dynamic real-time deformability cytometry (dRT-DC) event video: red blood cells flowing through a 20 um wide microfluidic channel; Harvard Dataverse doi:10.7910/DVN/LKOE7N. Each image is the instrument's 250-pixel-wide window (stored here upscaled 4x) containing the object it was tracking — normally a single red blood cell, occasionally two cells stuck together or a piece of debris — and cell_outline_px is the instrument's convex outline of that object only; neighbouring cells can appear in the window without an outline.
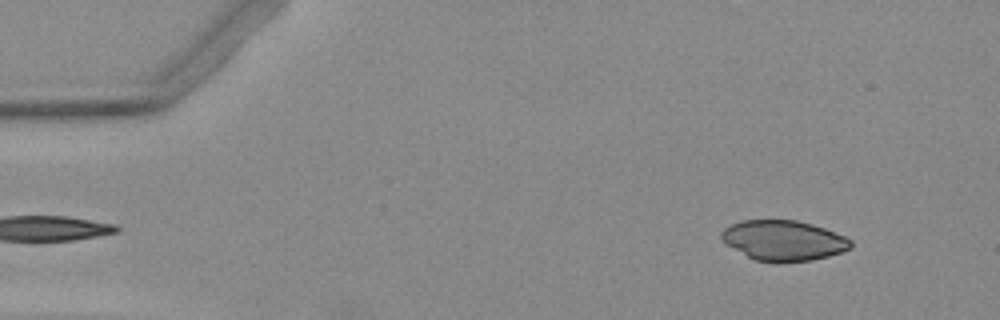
{"species": "Egyptian fruit bat (a non-hibernating species)", "species_latin": "Rousettus aegyptiacus", "temperature_condition": "warm", "stored_images_in_passage": 51, "camera_frame_rate_fps": 3000, "um_per_image_px": 0.085, "animal": {"sex": "female"}, "frame": {"image": 1, "passage_image": 5, "time_ms": 1.333, "image_size_px": [1000, 320], "cell_outline_px": [[852, 244], [848, 248], [840, 252], [828, 256], [812, 260], [780, 264], [776, 264], [752, 260], [728, 244], [720, 236], [720, 232], [724, 228], [740, 220], [796, 220], [812, 224], [824, 228], [844, 236], [852, 240]], "centroid_in_image_um": [66.58, 20.46], "position_along_channel_um": 18.4, "area_um2": 30.52}}
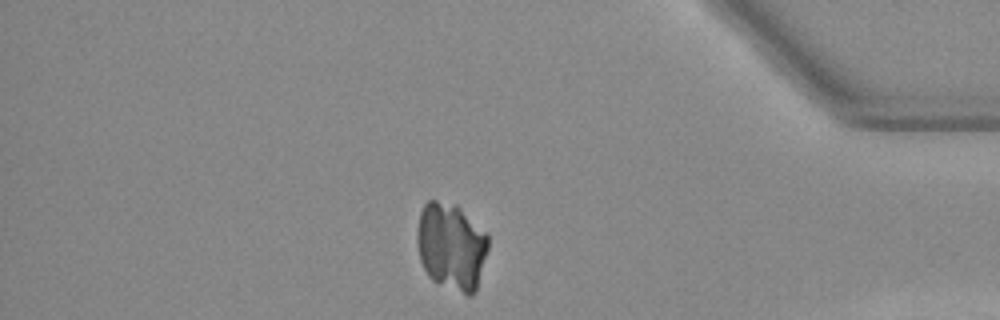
{"frame": {"image": 2, "passage_image": 44, "time_ms": 14.333, "image_size_px": [1000, 320], "cell_outline_px": [[488, 248], [476, 288], [472, 296], [468, 296], [436, 284], [428, 276], [420, 260], [416, 244], [416, 232], [420, 212], [424, 204], [428, 200], [436, 200], [456, 204], [488, 232]], "centroid_in_image_um": [38.34, 20.93], "position_along_channel_um": 396.9, "area_um2": 36.82}}
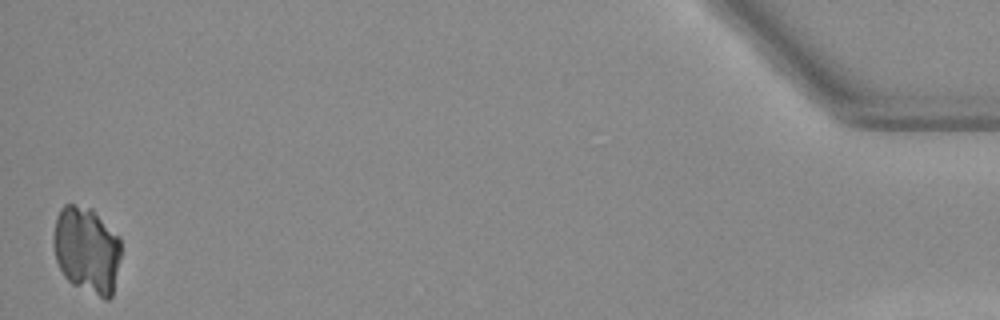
{"frame": {"image": 3, "passage_image": 51, "time_ms": 16.667, "image_size_px": [1000, 320], "cell_outline_px": [[120, 256], [112, 296], [108, 300], [104, 300], [72, 284], [64, 276], [56, 260], [52, 244], [52, 236], [56, 216], [60, 208], [64, 204], [72, 204], [92, 208], [120, 236]], "centroid_in_image_um": [7.36, 21.23], "position_along_channel_um": 427.8, "area_um2": 34.62}}